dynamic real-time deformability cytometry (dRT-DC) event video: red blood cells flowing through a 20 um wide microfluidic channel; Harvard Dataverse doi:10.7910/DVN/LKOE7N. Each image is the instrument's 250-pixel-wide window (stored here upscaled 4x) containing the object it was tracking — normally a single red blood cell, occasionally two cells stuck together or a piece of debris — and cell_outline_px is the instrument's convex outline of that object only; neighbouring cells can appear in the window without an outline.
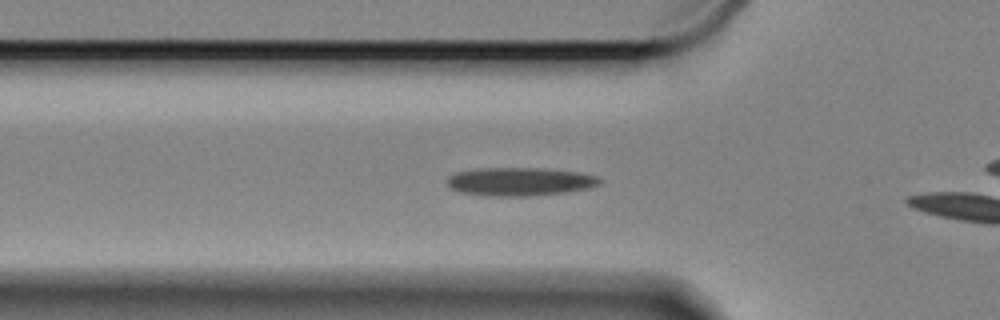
{"species": "Egyptian fruit bat (a non-hibernating species)", "species_latin": "Rousettus aegyptiacus", "temperature_condition": "cold", "stored_images_in_passage": 14, "camera_frame_rate_fps": 3000, "um_per_image_px": 0.085, "animal": {"sex": "female"}, "frame": {"image": 1, "passage_image": 8, "time_ms": 2.333, "image_size_px": [1000, 320], "cell_outline_px": [[604, 180], [600, 184], [588, 188], [564, 192], [528, 196], [488, 196], [460, 192], [448, 188], [444, 180], [448, 176], [456, 172], [476, 168], [540, 168], [580, 172], [596, 176]], "centroid_in_image_um": [44.12, 15.43], "position_along_channel_um": 81.7, "area_um2": 25.49}}
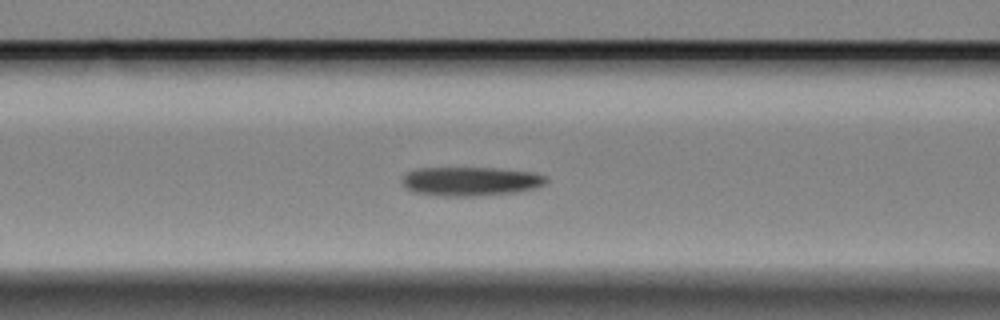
{"frame": {"image": 2, "passage_image": 12, "time_ms": 3.667, "image_size_px": [1000, 320], "cell_outline_px": [[548, 180], [544, 184], [536, 188], [512, 192], [472, 196], [444, 196], [412, 192], [404, 188], [400, 184], [400, 180], [408, 172], [416, 168], [496, 168], [536, 172], [548, 176]], "centroid_in_image_um": [39.97, 15.4], "position_along_channel_um": 126.6, "area_um2": 24.57}}